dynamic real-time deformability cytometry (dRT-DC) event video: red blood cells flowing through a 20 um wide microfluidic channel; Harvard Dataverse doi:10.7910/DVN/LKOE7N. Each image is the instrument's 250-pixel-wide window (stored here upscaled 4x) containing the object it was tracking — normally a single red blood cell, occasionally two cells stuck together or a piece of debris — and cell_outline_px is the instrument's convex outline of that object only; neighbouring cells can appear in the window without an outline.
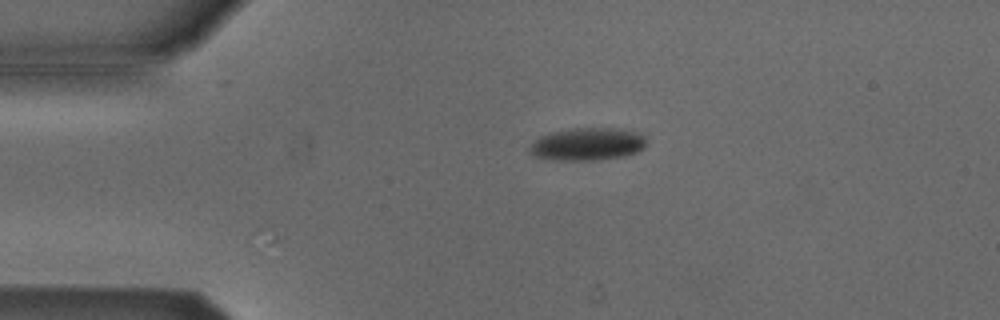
{"species": "Egyptian fruit bat (a non-hibernating species)", "species_latin": "Rousettus aegyptiacus", "temperature_condition": "cold", "stored_images_in_passage": 5, "camera_frame_rate_fps": 3000, "um_per_image_px": 0.085, "animal": {"sex": "male"}, "frame": {"image": 1, "passage_image": 4, "time_ms": 3.333, "image_size_px": [1000, 320], "cell_outline_px": [[644, 148], [636, 152], [624, 156], [596, 160], [556, 160], [532, 156], [528, 152], [528, 148], [540, 136], [572, 128], [616, 128], [640, 132], [644, 136]], "centroid_in_image_um": [49.93, 12.25], "position_along_channel_um": 35.1, "area_um2": 22.14}}